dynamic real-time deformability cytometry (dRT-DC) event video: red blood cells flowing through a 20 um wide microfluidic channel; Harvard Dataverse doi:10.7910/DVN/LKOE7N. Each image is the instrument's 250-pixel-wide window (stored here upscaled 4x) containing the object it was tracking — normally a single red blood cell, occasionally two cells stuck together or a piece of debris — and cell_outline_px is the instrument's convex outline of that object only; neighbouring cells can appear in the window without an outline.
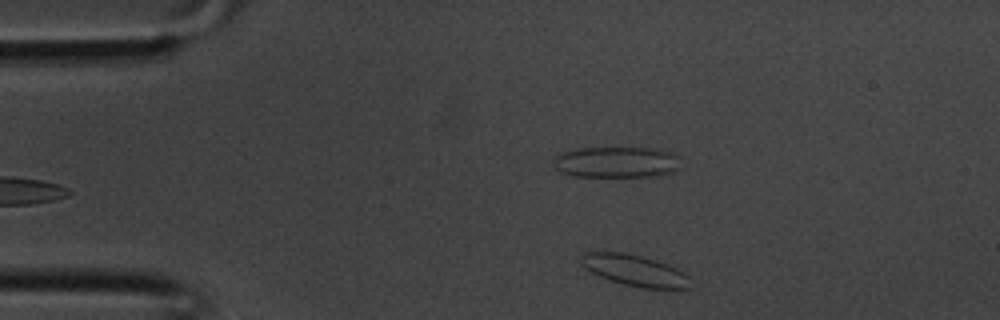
{"species": "common noctule bat (a hibernating species)", "species_latin": "Nyctalus noctula", "temperature_condition": "room temperature", "stored_images_in_passage": 32, "camera_frame_rate_fps": 3000, "um_per_image_px": 0.085, "animal": {"sex": "male", "body_mass_g": 20.1, "forearm_length_mm": 53.5}, "frame": {"image": 1, "passage_image": 1, "time_ms": 0.0, "image_size_px": [1000, 320], "cell_outline_px": [[692, 288], [688, 292], [676, 292], [640, 288], [608, 280], [592, 272], [580, 264], [580, 256], [584, 252], [624, 252], [656, 260], [676, 268], [684, 272], [688, 276]], "centroid_in_image_um": [54.08, 23.06], "position_along_channel_um": 30.9, "area_um2": 20.75}}
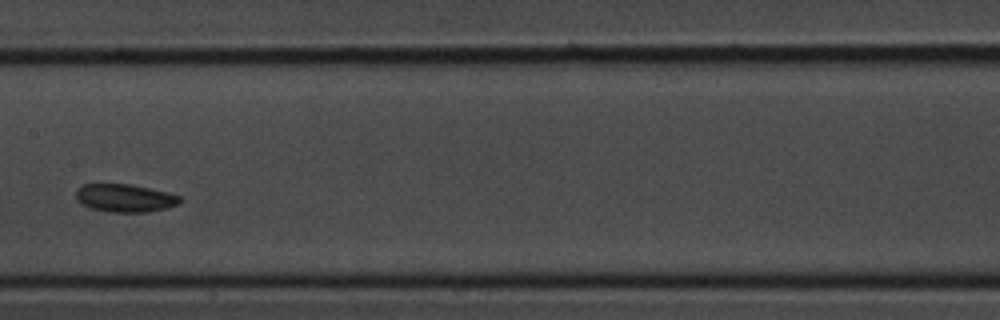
{"frame": {"image": 2, "passage_image": 13, "time_ms": 4.0, "image_size_px": [1000, 320], "cell_outline_px": [[180, 200], [176, 204], [164, 208], [144, 212], [108, 212], [88, 208], [80, 204], [76, 200], [76, 188], [84, 184], [132, 184], [180, 196]], "centroid_in_image_um": [10.5, 16.83], "position_along_channel_um": 196.9, "area_um2": 16.82}}
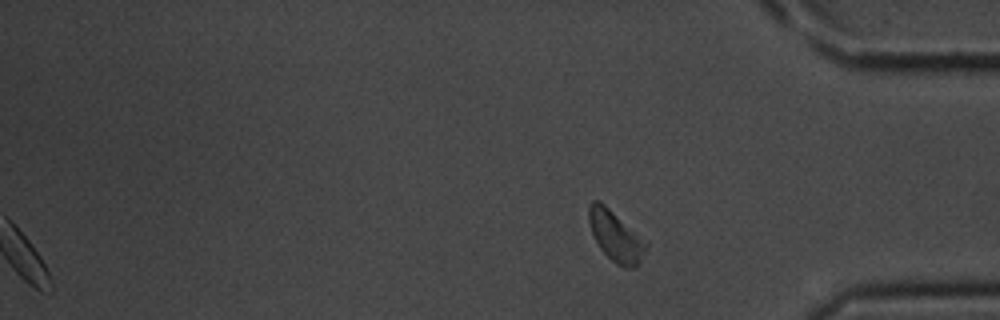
{"frame": {"image": 3, "passage_image": 32, "time_ms": 10.333, "image_size_px": [1000, 320], "cell_outline_px": [[648, 244], [636, 268], [624, 268], [616, 264], [600, 248], [592, 232], [588, 220], [588, 204], [592, 200], [596, 200], [604, 204]], "centroid_in_image_um": [52.3, 20.08], "position_along_channel_um": 382.9, "area_um2": 16.3}}